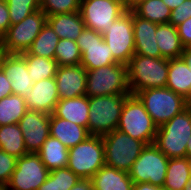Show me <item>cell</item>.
<instances>
[{
    "mask_svg": "<svg viewBox=\"0 0 191 190\" xmlns=\"http://www.w3.org/2000/svg\"><path fill=\"white\" fill-rule=\"evenodd\" d=\"M6 2L11 25L19 23L28 15L40 9V2L38 0H6Z\"/></svg>",
    "mask_w": 191,
    "mask_h": 190,
    "instance_id": "obj_35",
    "label": "cell"
},
{
    "mask_svg": "<svg viewBox=\"0 0 191 190\" xmlns=\"http://www.w3.org/2000/svg\"><path fill=\"white\" fill-rule=\"evenodd\" d=\"M46 23L47 15L39 9L19 23L12 24L1 38L4 53L21 54L26 52Z\"/></svg>",
    "mask_w": 191,
    "mask_h": 190,
    "instance_id": "obj_9",
    "label": "cell"
},
{
    "mask_svg": "<svg viewBox=\"0 0 191 190\" xmlns=\"http://www.w3.org/2000/svg\"><path fill=\"white\" fill-rule=\"evenodd\" d=\"M147 0H124L126 10L132 11L137 5Z\"/></svg>",
    "mask_w": 191,
    "mask_h": 190,
    "instance_id": "obj_45",
    "label": "cell"
},
{
    "mask_svg": "<svg viewBox=\"0 0 191 190\" xmlns=\"http://www.w3.org/2000/svg\"><path fill=\"white\" fill-rule=\"evenodd\" d=\"M189 170H190V174H191V159H189Z\"/></svg>",
    "mask_w": 191,
    "mask_h": 190,
    "instance_id": "obj_52",
    "label": "cell"
},
{
    "mask_svg": "<svg viewBox=\"0 0 191 190\" xmlns=\"http://www.w3.org/2000/svg\"><path fill=\"white\" fill-rule=\"evenodd\" d=\"M137 16L156 24L169 23L171 9L163 0H147L132 10Z\"/></svg>",
    "mask_w": 191,
    "mask_h": 190,
    "instance_id": "obj_32",
    "label": "cell"
},
{
    "mask_svg": "<svg viewBox=\"0 0 191 190\" xmlns=\"http://www.w3.org/2000/svg\"><path fill=\"white\" fill-rule=\"evenodd\" d=\"M3 54H4V51H3V46H2V40L0 39V60H1V57Z\"/></svg>",
    "mask_w": 191,
    "mask_h": 190,
    "instance_id": "obj_48",
    "label": "cell"
},
{
    "mask_svg": "<svg viewBox=\"0 0 191 190\" xmlns=\"http://www.w3.org/2000/svg\"><path fill=\"white\" fill-rule=\"evenodd\" d=\"M11 26L9 10L6 0L0 1V39L5 35Z\"/></svg>",
    "mask_w": 191,
    "mask_h": 190,
    "instance_id": "obj_39",
    "label": "cell"
},
{
    "mask_svg": "<svg viewBox=\"0 0 191 190\" xmlns=\"http://www.w3.org/2000/svg\"><path fill=\"white\" fill-rule=\"evenodd\" d=\"M70 190H93L91 179H81Z\"/></svg>",
    "mask_w": 191,
    "mask_h": 190,
    "instance_id": "obj_42",
    "label": "cell"
},
{
    "mask_svg": "<svg viewBox=\"0 0 191 190\" xmlns=\"http://www.w3.org/2000/svg\"><path fill=\"white\" fill-rule=\"evenodd\" d=\"M102 136L90 135L69 148L67 167L81 179H91L105 165Z\"/></svg>",
    "mask_w": 191,
    "mask_h": 190,
    "instance_id": "obj_6",
    "label": "cell"
},
{
    "mask_svg": "<svg viewBox=\"0 0 191 190\" xmlns=\"http://www.w3.org/2000/svg\"><path fill=\"white\" fill-rule=\"evenodd\" d=\"M47 23L60 39L74 41L77 40L85 28V23L79 11L48 16Z\"/></svg>",
    "mask_w": 191,
    "mask_h": 190,
    "instance_id": "obj_24",
    "label": "cell"
},
{
    "mask_svg": "<svg viewBox=\"0 0 191 190\" xmlns=\"http://www.w3.org/2000/svg\"><path fill=\"white\" fill-rule=\"evenodd\" d=\"M93 190H132L134 182L129 173L104 165L91 178Z\"/></svg>",
    "mask_w": 191,
    "mask_h": 190,
    "instance_id": "obj_22",
    "label": "cell"
},
{
    "mask_svg": "<svg viewBox=\"0 0 191 190\" xmlns=\"http://www.w3.org/2000/svg\"><path fill=\"white\" fill-rule=\"evenodd\" d=\"M185 0H163V2L171 9L177 8L180 4L183 3Z\"/></svg>",
    "mask_w": 191,
    "mask_h": 190,
    "instance_id": "obj_46",
    "label": "cell"
},
{
    "mask_svg": "<svg viewBox=\"0 0 191 190\" xmlns=\"http://www.w3.org/2000/svg\"><path fill=\"white\" fill-rule=\"evenodd\" d=\"M0 68L11 83L13 94L25 98L31 93L34 82L28 73L26 59L21 54L4 53L0 60Z\"/></svg>",
    "mask_w": 191,
    "mask_h": 190,
    "instance_id": "obj_16",
    "label": "cell"
},
{
    "mask_svg": "<svg viewBox=\"0 0 191 190\" xmlns=\"http://www.w3.org/2000/svg\"><path fill=\"white\" fill-rule=\"evenodd\" d=\"M186 157L188 159H191V136L187 142V148H186Z\"/></svg>",
    "mask_w": 191,
    "mask_h": 190,
    "instance_id": "obj_47",
    "label": "cell"
},
{
    "mask_svg": "<svg viewBox=\"0 0 191 190\" xmlns=\"http://www.w3.org/2000/svg\"><path fill=\"white\" fill-rule=\"evenodd\" d=\"M183 190H191V179L189 180V182L187 183V185L184 187Z\"/></svg>",
    "mask_w": 191,
    "mask_h": 190,
    "instance_id": "obj_49",
    "label": "cell"
},
{
    "mask_svg": "<svg viewBox=\"0 0 191 190\" xmlns=\"http://www.w3.org/2000/svg\"><path fill=\"white\" fill-rule=\"evenodd\" d=\"M0 149L16 158L28 153L18 123L0 126Z\"/></svg>",
    "mask_w": 191,
    "mask_h": 190,
    "instance_id": "obj_28",
    "label": "cell"
},
{
    "mask_svg": "<svg viewBox=\"0 0 191 190\" xmlns=\"http://www.w3.org/2000/svg\"><path fill=\"white\" fill-rule=\"evenodd\" d=\"M166 87L186 100L191 96V70L181 57L168 59Z\"/></svg>",
    "mask_w": 191,
    "mask_h": 190,
    "instance_id": "obj_23",
    "label": "cell"
},
{
    "mask_svg": "<svg viewBox=\"0 0 191 190\" xmlns=\"http://www.w3.org/2000/svg\"><path fill=\"white\" fill-rule=\"evenodd\" d=\"M187 107L191 109V96L187 99Z\"/></svg>",
    "mask_w": 191,
    "mask_h": 190,
    "instance_id": "obj_51",
    "label": "cell"
},
{
    "mask_svg": "<svg viewBox=\"0 0 191 190\" xmlns=\"http://www.w3.org/2000/svg\"><path fill=\"white\" fill-rule=\"evenodd\" d=\"M21 55L26 59L28 73L34 83L42 79L55 77L58 68L55 59L30 55L27 51L21 53Z\"/></svg>",
    "mask_w": 191,
    "mask_h": 190,
    "instance_id": "obj_30",
    "label": "cell"
},
{
    "mask_svg": "<svg viewBox=\"0 0 191 190\" xmlns=\"http://www.w3.org/2000/svg\"><path fill=\"white\" fill-rule=\"evenodd\" d=\"M59 101L55 77L42 79L31 87V93L25 97L27 110L52 114Z\"/></svg>",
    "mask_w": 191,
    "mask_h": 190,
    "instance_id": "obj_18",
    "label": "cell"
},
{
    "mask_svg": "<svg viewBox=\"0 0 191 190\" xmlns=\"http://www.w3.org/2000/svg\"><path fill=\"white\" fill-rule=\"evenodd\" d=\"M27 111L25 98L11 94L0 100V126L18 123Z\"/></svg>",
    "mask_w": 191,
    "mask_h": 190,
    "instance_id": "obj_31",
    "label": "cell"
},
{
    "mask_svg": "<svg viewBox=\"0 0 191 190\" xmlns=\"http://www.w3.org/2000/svg\"><path fill=\"white\" fill-rule=\"evenodd\" d=\"M181 58L188 65V68L191 70V47H184V50L181 54Z\"/></svg>",
    "mask_w": 191,
    "mask_h": 190,
    "instance_id": "obj_44",
    "label": "cell"
},
{
    "mask_svg": "<svg viewBox=\"0 0 191 190\" xmlns=\"http://www.w3.org/2000/svg\"><path fill=\"white\" fill-rule=\"evenodd\" d=\"M191 136V109L187 107L170 121L158 127L154 144L168 158L186 157Z\"/></svg>",
    "mask_w": 191,
    "mask_h": 190,
    "instance_id": "obj_2",
    "label": "cell"
},
{
    "mask_svg": "<svg viewBox=\"0 0 191 190\" xmlns=\"http://www.w3.org/2000/svg\"><path fill=\"white\" fill-rule=\"evenodd\" d=\"M190 179L189 159L187 157L169 158L163 188L183 190Z\"/></svg>",
    "mask_w": 191,
    "mask_h": 190,
    "instance_id": "obj_27",
    "label": "cell"
},
{
    "mask_svg": "<svg viewBox=\"0 0 191 190\" xmlns=\"http://www.w3.org/2000/svg\"><path fill=\"white\" fill-rule=\"evenodd\" d=\"M121 94H131L125 64L114 63L94 70H86L88 97Z\"/></svg>",
    "mask_w": 191,
    "mask_h": 190,
    "instance_id": "obj_8",
    "label": "cell"
},
{
    "mask_svg": "<svg viewBox=\"0 0 191 190\" xmlns=\"http://www.w3.org/2000/svg\"><path fill=\"white\" fill-rule=\"evenodd\" d=\"M59 40L60 38L52 27L46 23L27 52L30 55L54 59L55 48Z\"/></svg>",
    "mask_w": 191,
    "mask_h": 190,
    "instance_id": "obj_29",
    "label": "cell"
},
{
    "mask_svg": "<svg viewBox=\"0 0 191 190\" xmlns=\"http://www.w3.org/2000/svg\"><path fill=\"white\" fill-rule=\"evenodd\" d=\"M105 165L129 172L146 144L116 129L102 136Z\"/></svg>",
    "mask_w": 191,
    "mask_h": 190,
    "instance_id": "obj_7",
    "label": "cell"
},
{
    "mask_svg": "<svg viewBox=\"0 0 191 190\" xmlns=\"http://www.w3.org/2000/svg\"><path fill=\"white\" fill-rule=\"evenodd\" d=\"M69 148L57 138L50 136L44 141L37 152L40 159L49 171L67 167Z\"/></svg>",
    "mask_w": 191,
    "mask_h": 190,
    "instance_id": "obj_26",
    "label": "cell"
},
{
    "mask_svg": "<svg viewBox=\"0 0 191 190\" xmlns=\"http://www.w3.org/2000/svg\"><path fill=\"white\" fill-rule=\"evenodd\" d=\"M55 80L59 99L86 95V69L81 64L58 66Z\"/></svg>",
    "mask_w": 191,
    "mask_h": 190,
    "instance_id": "obj_17",
    "label": "cell"
},
{
    "mask_svg": "<svg viewBox=\"0 0 191 190\" xmlns=\"http://www.w3.org/2000/svg\"><path fill=\"white\" fill-rule=\"evenodd\" d=\"M157 25L158 24L137 16L133 12L135 54L161 58V52L155 39Z\"/></svg>",
    "mask_w": 191,
    "mask_h": 190,
    "instance_id": "obj_19",
    "label": "cell"
},
{
    "mask_svg": "<svg viewBox=\"0 0 191 190\" xmlns=\"http://www.w3.org/2000/svg\"><path fill=\"white\" fill-rule=\"evenodd\" d=\"M155 39L161 52V58H180L184 50L177 28L170 23L158 24Z\"/></svg>",
    "mask_w": 191,
    "mask_h": 190,
    "instance_id": "obj_25",
    "label": "cell"
},
{
    "mask_svg": "<svg viewBox=\"0 0 191 190\" xmlns=\"http://www.w3.org/2000/svg\"><path fill=\"white\" fill-rule=\"evenodd\" d=\"M49 173L37 153H27L17 158L16 168L7 184V190H38Z\"/></svg>",
    "mask_w": 191,
    "mask_h": 190,
    "instance_id": "obj_13",
    "label": "cell"
},
{
    "mask_svg": "<svg viewBox=\"0 0 191 190\" xmlns=\"http://www.w3.org/2000/svg\"><path fill=\"white\" fill-rule=\"evenodd\" d=\"M49 133L68 148L76 146L90 136L85 127L56 117L53 113L50 114Z\"/></svg>",
    "mask_w": 191,
    "mask_h": 190,
    "instance_id": "obj_21",
    "label": "cell"
},
{
    "mask_svg": "<svg viewBox=\"0 0 191 190\" xmlns=\"http://www.w3.org/2000/svg\"><path fill=\"white\" fill-rule=\"evenodd\" d=\"M53 114L88 130L89 97L85 95L75 98H61L56 104Z\"/></svg>",
    "mask_w": 191,
    "mask_h": 190,
    "instance_id": "obj_20",
    "label": "cell"
},
{
    "mask_svg": "<svg viewBox=\"0 0 191 190\" xmlns=\"http://www.w3.org/2000/svg\"><path fill=\"white\" fill-rule=\"evenodd\" d=\"M126 67L131 94L150 88L166 87L168 59L134 54Z\"/></svg>",
    "mask_w": 191,
    "mask_h": 190,
    "instance_id": "obj_1",
    "label": "cell"
},
{
    "mask_svg": "<svg viewBox=\"0 0 191 190\" xmlns=\"http://www.w3.org/2000/svg\"><path fill=\"white\" fill-rule=\"evenodd\" d=\"M17 158L9 155L0 149V182L8 184L14 169L16 168Z\"/></svg>",
    "mask_w": 191,
    "mask_h": 190,
    "instance_id": "obj_37",
    "label": "cell"
},
{
    "mask_svg": "<svg viewBox=\"0 0 191 190\" xmlns=\"http://www.w3.org/2000/svg\"><path fill=\"white\" fill-rule=\"evenodd\" d=\"M129 95L89 97L88 133L103 136L116 130L124 102Z\"/></svg>",
    "mask_w": 191,
    "mask_h": 190,
    "instance_id": "obj_3",
    "label": "cell"
},
{
    "mask_svg": "<svg viewBox=\"0 0 191 190\" xmlns=\"http://www.w3.org/2000/svg\"><path fill=\"white\" fill-rule=\"evenodd\" d=\"M81 0H41L40 9L48 16L77 12Z\"/></svg>",
    "mask_w": 191,
    "mask_h": 190,
    "instance_id": "obj_36",
    "label": "cell"
},
{
    "mask_svg": "<svg viewBox=\"0 0 191 190\" xmlns=\"http://www.w3.org/2000/svg\"><path fill=\"white\" fill-rule=\"evenodd\" d=\"M80 178L68 167L51 170L46 181L38 190H70Z\"/></svg>",
    "mask_w": 191,
    "mask_h": 190,
    "instance_id": "obj_33",
    "label": "cell"
},
{
    "mask_svg": "<svg viewBox=\"0 0 191 190\" xmlns=\"http://www.w3.org/2000/svg\"><path fill=\"white\" fill-rule=\"evenodd\" d=\"M103 38L110 47L113 58L126 65L135 54L133 11L127 10L116 19L103 34Z\"/></svg>",
    "mask_w": 191,
    "mask_h": 190,
    "instance_id": "obj_12",
    "label": "cell"
},
{
    "mask_svg": "<svg viewBox=\"0 0 191 190\" xmlns=\"http://www.w3.org/2000/svg\"><path fill=\"white\" fill-rule=\"evenodd\" d=\"M82 54L81 65L86 70H94L100 67L118 63L114 58L110 47L104 41L100 33L84 28L76 40Z\"/></svg>",
    "mask_w": 191,
    "mask_h": 190,
    "instance_id": "obj_14",
    "label": "cell"
},
{
    "mask_svg": "<svg viewBox=\"0 0 191 190\" xmlns=\"http://www.w3.org/2000/svg\"><path fill=\"white\" fill-rule=\"evenodd\" d=\"M0 190H7V185L0 182Z\"/></svg>",
    "mask_w": 191,
    "mask_h": 190,
    "instance_id": "obj_50",
    "label": "cell"
},
{
    "mask_svg": "<svg viewBox=\"0 0 191 190\" xmlns=\"http://www.w3.org/2000/svg\"><path fill=\"white\" fill-rule=\"evenodd\" d=\"M191 17V0H185L182 4L173 9L170 14L169 23L178 26Z\"/></svg>",
    "mask_w": 191,
    "mask_h": 190,
    "instance_id": "obj_38",
    "label": "cell"
},
{
    "mask_svg": "<svg viewBox=\"0 0 191 190\" xmlns=\"http://www.w3.org/2000/svg\"><path fill=\"white\" fill-rule=\"evenodd\" d=\"M126 11L124 0H81L79 10L85 27L101 35Z\"/></svg>",
    "mask_w": 191,
    "mask_h": 190,
    "instance_id": "obj_11",
    "label": "cell"
},
{
    "mask_svg": "<svg viewBox=\"0 0 191 190\" xmlns=\"http://www.w3.org/2000/svg\"><path fill=\"white\" fill-rule=\"evenodd\" d=\"M169 158L152 143L147 144L128 172L134 183H150L162 186Z\"/></svg>",
    "mask_w": 191,
    "mask_h": 190,
    "instance_id": "obj_10",
    "label": "cell"
},
{
    "mask_svg": "<svg viewBox=\"0 0 191 190\" xmlns=\"http://www.w3.org/2000/svg\"><path fill=\"white\" fill-rule=\"evenodd\" d=\"M132 190H165L162 186L150 183H134Z\"/></svg>",
    "mask_w": 191,
    "mask_h": 190,
    "instance_id": "obj_43",
    "label": "cell"
},
{
    "mask_svg": "<svg viewBox=\"0 0 191 190\" xmlns=\"http://www.w3.org/2000/svg\"><path fill=\"white\" fill-rule=\"evenodd\" d=\"M135 95L140 99L157 127L170 121L187 108V100L167 87L141 90Z\"/></svg>",
    "mask_w": 191,
    "mask_h": 190,
    "instance_id": "obj_4",
    "label": "cell"
},
{
    "mask_svg": "<svg viewBox=\"0 0 191 190\" xmlns=\"http://www.w3.org/2000/svg\"><path fill=\"white\" fill-rule=\"evenodd\" d=\"M13 94L10 81L7 79L6 74L0 68V100L6 96Z\"/></svg>",
    "mask_w": 191,
    "mask_h": 190,
    "instance_id": "obj_41",
    "label": "cell"
},
{
    "mask_svg": "<svg viewBox=\"0 0 191 190\" xmlns=\"http://www.w3.org/2000/svg\"><path fill=\"white\" fill-rule=\"evenodd\" d=\"M28 153H37L49 137L50 114L27 110L18 122Z\"/></svg>",
    "mask_w": 191,
    "mask_h": 190,
    "instance_id": "obj_15",
    "label": "cell"
},
{
    "mask_svg": "<svg viewBox=\"0 0 191 190\" xmlns=\"http://www.w3.org/2000/svg\"><path fill=\"white\" fill-rule=\"evenodd\" d=\"M178 35L184 47H191V17L176 26Z\"/></svg>",
    "mask_w": 191,
    "mask_h": 190,
    "instance_id": "obj_40",
    "label": "cell"
},
{
    "mask_svg": "<svg viewBox=\"0 0 191 190\" xmlns=\"http://www.w3.org/2000/svg\"><path fill=\"white\" fill-rule=\"evenodd\" d=\"M118 130L147 144L155 141L158 127L135 94H130L123 105Z\"/></svg>",
    "mask_w": 191,
    "mask_h": 190,
    "instance_id": "obj_5",
    "label": "cell"
},
{
    "mask_svg": "<svg viewBox=\"0 0 191 190\" xmlns=\"http://www.w3.org/2000/svg\"><path fill=\"white\" fill-rule=\"evenodd\" d=\"M58 66L80 65L82 54L76 41L60 39L55 48V58Z\"/></svg>",
    "mask_w": 191,
    "mask_h": 190,
    "instance_id": "obj_34",
    "label": "cell"
}]
</instances>
